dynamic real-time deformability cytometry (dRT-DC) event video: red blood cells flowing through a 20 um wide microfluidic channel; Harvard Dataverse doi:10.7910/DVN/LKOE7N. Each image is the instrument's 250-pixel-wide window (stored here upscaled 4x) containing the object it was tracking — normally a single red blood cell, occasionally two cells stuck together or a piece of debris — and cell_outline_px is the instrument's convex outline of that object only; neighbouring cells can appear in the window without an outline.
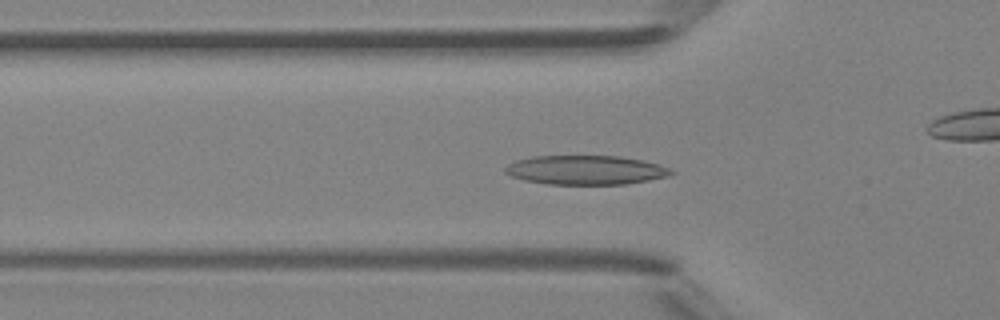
{"species": "Egyptian fruit bat (a non-hibernating species)", "species_latin": "Rousettus aegyptiacus", "temperature_condition": "room temperature", "stored_images_in_passage": 48, "camera_frame_rate_fps": 3000, "um_per_image_px": 0.085, "animal": {"sex": "female"}, "frame": {"image": 1, "passage_image": 16, "time_ms": 5.0, "image_size_px": [1000, 320], "cell_outline_px": [[676, 172], [672, 176], [624, 184], [548, 184], [524, 180], [512, 176], [504, 172], [504, 168], [508, 164], [516, 160], [532, 156], [616, 156], [644, 160], [668, 168]], "centroid_in_image_um": [49.78, 14.45], "position_along_channel_um": 76.0, "area_um2": 28.21}}
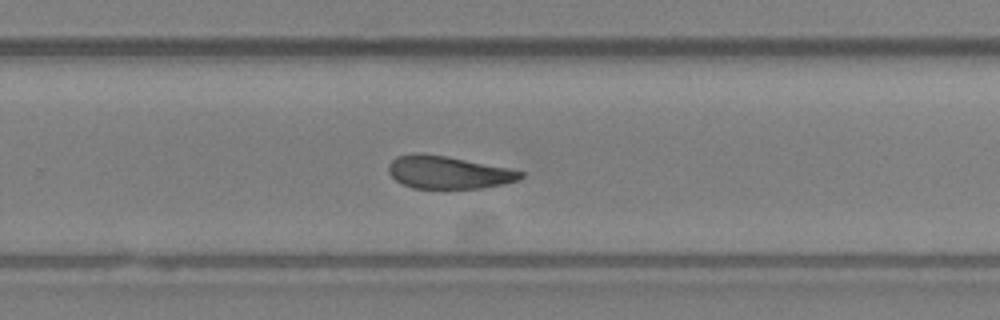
{"frame": {"image": 2, "passage_image": 31, "time_ms": 10.0, "image_size_px": [1000, 320], "cell_outline_px": [[524, 176], [516, 180], [504, 184], [484, 188], [412, 188], [396, 180], [388, 172], [388, 164], [396, 156], [416, 152], [420, 152], [448, 156], [508, 168], [524, 172]], "centroid_in_image_um": [38.08, 14.64], "position_along_channel_um": 291.7, "area_um2": 25.26}}
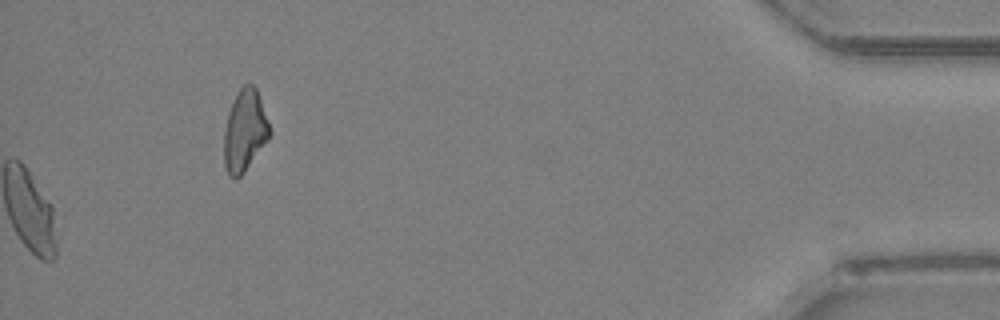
{"frame": {"image": 3, "passage_image": 48, "time_ms": 15.667, "image_size_px": [1000, 320], "cell_outline_px": [[272, 132], [244, 172], [236, 180], [232, 180], [228, 176], [224, 164], [224, 132], [228, 112], [232, 100], [236, 92], [244, 84], [252, 84], [256, 88]], "centroid_in_image_um": [20.77, 11.12], "position_along_channel_um": 414.4, "area_um2": 21.68}, "authors_computed_cell_mechanics": {"area_um2": 26.3857, "velocity_mm_per_s": 4.3293, "shape_relaxation_time_tau1_ms": null, "shape_relaxation_time_tau2_ms": 8.3778, "deformation_change_tau1": null, "deformation_change_tau2": 0.1871}}